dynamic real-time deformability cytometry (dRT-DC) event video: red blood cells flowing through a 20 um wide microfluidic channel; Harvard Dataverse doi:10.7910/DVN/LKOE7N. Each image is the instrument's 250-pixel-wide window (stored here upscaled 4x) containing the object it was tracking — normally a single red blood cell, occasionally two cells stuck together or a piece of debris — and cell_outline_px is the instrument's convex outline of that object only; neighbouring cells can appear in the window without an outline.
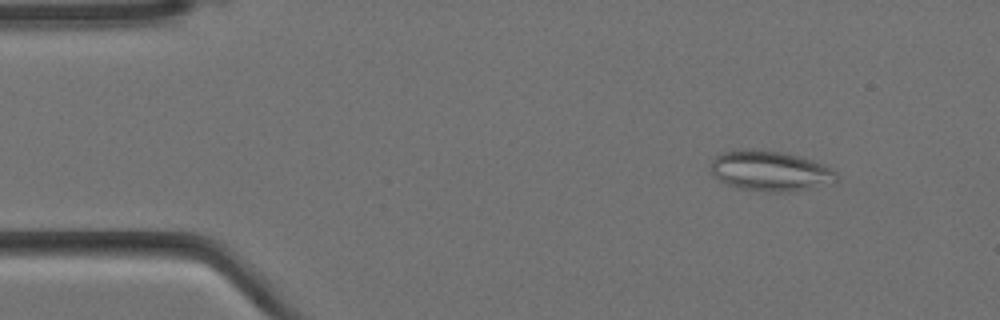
{"species": "Egyptian fruit bat (a non-hibernating species)", "species_latin": "Rousettus aegyptiacus", "temperature_condition": "cold", "stored_images_in_passage": 3, "camera_frame_rate_fps": 3000, "um_per_image_px": 0.085, "animal": {"sex": "female"}, "frame": {"image": 1, "passage_image": 1, "time_ms": 0.0, "image_size_px": [1000, 320], "cell_outline_px": [[840, 176], [832, 184], [792, 192], [768, 192], [740, 188], [724, 184], [712, 176], [712, 160], [720, 152], [748, 148], [784, 152], [800, 156], [824, 164], [832, 168]], "centroid_in_image_um": [65.49, 14.53], "position_along_channel_um": 19.5, "area_um2": 30.11}}
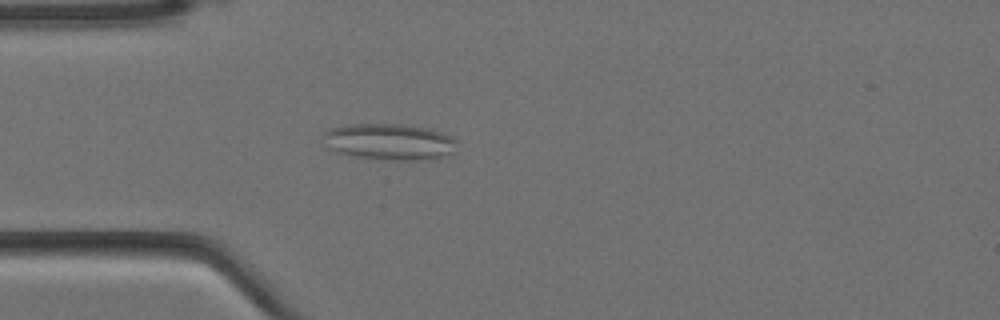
{"frame": {"image": 2, "passage_image": 3, "time_ms": 0.667, "image_size_px": [1000, 320], "cell_outline_px": [[460, 140], [456, 152], [436, 160], [396, 160], [352, 156], [336, 152], [328, 148], [324, 136], [324, 132], [328, 128], [348, 124], [400, 124], [432, 128], [452, 136]], "centroid_in_image_um": [33.21, 12.05], "position_along_channel_um": 51.8, "area_um2": 29.07}}